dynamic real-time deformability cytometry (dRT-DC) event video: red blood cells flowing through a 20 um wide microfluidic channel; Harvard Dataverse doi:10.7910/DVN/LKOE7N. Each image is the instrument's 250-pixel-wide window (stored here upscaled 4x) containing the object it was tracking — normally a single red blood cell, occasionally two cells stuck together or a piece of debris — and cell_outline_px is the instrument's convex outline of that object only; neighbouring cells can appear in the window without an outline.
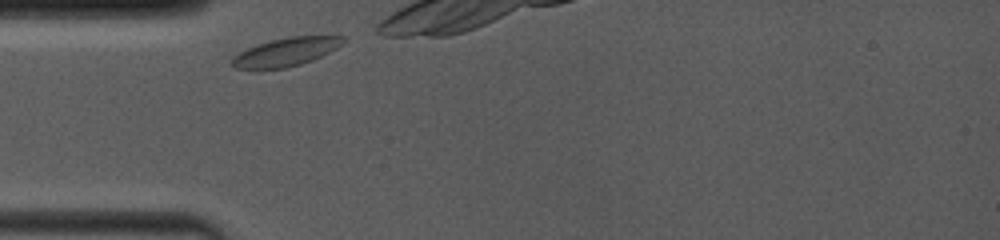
{"species": "common noctule bat (a hibernating species)", "species_latin": "Nyctalus noctula", "temperature_condition": "room temperature", "stored_images_in_passage": 25, "camera_frame_rate_fps": 4000, "um_per_image_px": 0.085, "animal": {"sex": "female", "body_mass_g": 19.0, "forearm_length_mm": 53.3}, "frame": {"image": 1, "passage_image": 1, "time_ms": 0.0, "image_size_px": [1000, 240], "cell_outline_px": [[348, 40], [336, 48], [312, 60], [300, 64], [284, 68], [236, 68], [232, 64], [232, 56], [256, 44], [288, 36], [344, 36]], "centroid_in_image_um": [24.33, 4.39], "position_along_channel_um": 60.7, "area_um2": 18.09}}